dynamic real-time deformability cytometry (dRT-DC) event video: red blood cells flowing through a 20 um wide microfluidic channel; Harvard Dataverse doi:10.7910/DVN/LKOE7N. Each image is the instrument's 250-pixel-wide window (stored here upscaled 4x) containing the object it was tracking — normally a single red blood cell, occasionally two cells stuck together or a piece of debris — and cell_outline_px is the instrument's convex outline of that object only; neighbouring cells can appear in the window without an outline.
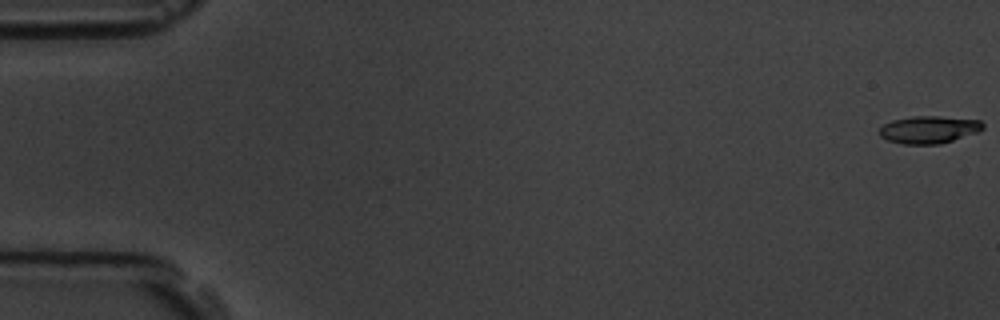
{"species": "common noctule bat (a hibernating species)", "species_latin": "Nyctalus noctula", "temperature_condition": "room temperature", "stored_images_in_passage": 18, "camera_frame_rate_fps": 3000, "um_per_image_px": 0.085, "animal": {"sex": "male", "body_mass_g": 19.5, "forearm_length_mm": 54.6}, "frame": {"image": 1, "passage_image": 1, "time_ms": 0.0, "image_size_px": [1000, 320], "cell_outline_px": [[984, 128], [976, 132], [940, 144], [904, 144], [888, 140], [880, 136], [880, 128], [884, 124], [892, 120], [912, 116], [940, 116], [980, 120], [984, 124]], "centroid_in_image_um": [78.95, 11.0], "position_along_channel_um": 6.1, "area_um2": 16.42}}
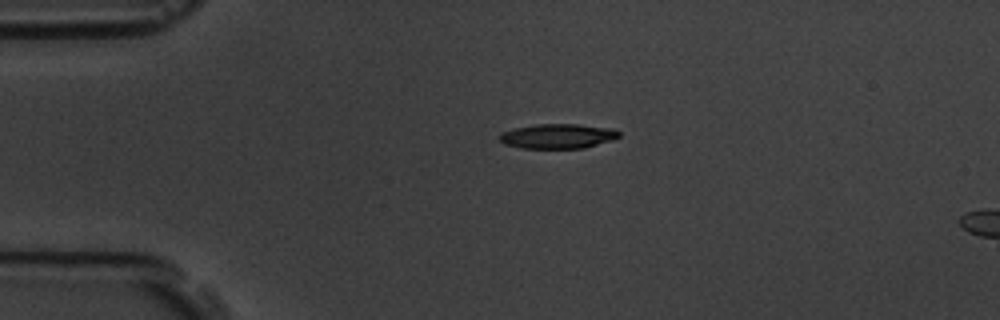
{"frame": {"image": 2, "passage_image": 14, "time_ms": 4.333, "image_size_px": [1000, 320], "cell_outline_px": [[620, 136], [612, 140], [584, 148], [520, 148], [504, 144], [496, 136], [504, 132], [516, 128], [536, 124], [580, 124], [612, 128], [620, 132]], "centroid_in_image_um": [47.42, 11.57], "position_along_channel_um": 37.6, "area_um2": 17.22}}